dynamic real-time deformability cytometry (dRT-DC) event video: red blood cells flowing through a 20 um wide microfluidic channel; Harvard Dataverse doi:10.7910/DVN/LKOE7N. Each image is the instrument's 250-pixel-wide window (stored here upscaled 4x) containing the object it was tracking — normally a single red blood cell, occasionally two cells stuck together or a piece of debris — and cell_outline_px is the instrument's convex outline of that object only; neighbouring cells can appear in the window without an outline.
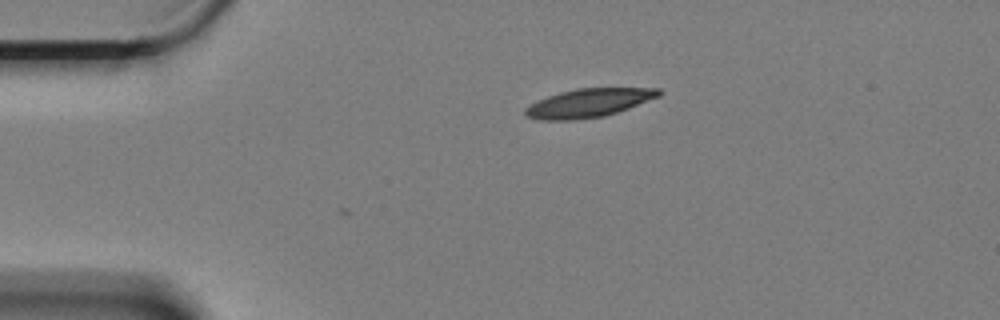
{"species": "Egyptian fruit bat (a non-hibernating species)", "species_latin": "Rousettus aegyptiacus", "temperature_condition": "cold", "stored_images_in_passage": 2, "camera_frame_rate_fps": 3000, "um_per_image_px": 0.085, "animal": {"sex": "female"}, "frame": {"image": 1, "passage_image": 2, "time_ms": 0.333, "image_size_px": [1000, 320], "cell_outline_px": [[664, 92], [660, 96], [628, 108], [604, 116], [576, 120], [540, 120], [528, 116], [524, 112], [524, 108], [548, 96], [560, 92], [576, 88], [660, 88]], "centroid_in_image_um": [50.07, 8.74], "position_along_channel_um": 34.9, "area_um2": 22.08}}